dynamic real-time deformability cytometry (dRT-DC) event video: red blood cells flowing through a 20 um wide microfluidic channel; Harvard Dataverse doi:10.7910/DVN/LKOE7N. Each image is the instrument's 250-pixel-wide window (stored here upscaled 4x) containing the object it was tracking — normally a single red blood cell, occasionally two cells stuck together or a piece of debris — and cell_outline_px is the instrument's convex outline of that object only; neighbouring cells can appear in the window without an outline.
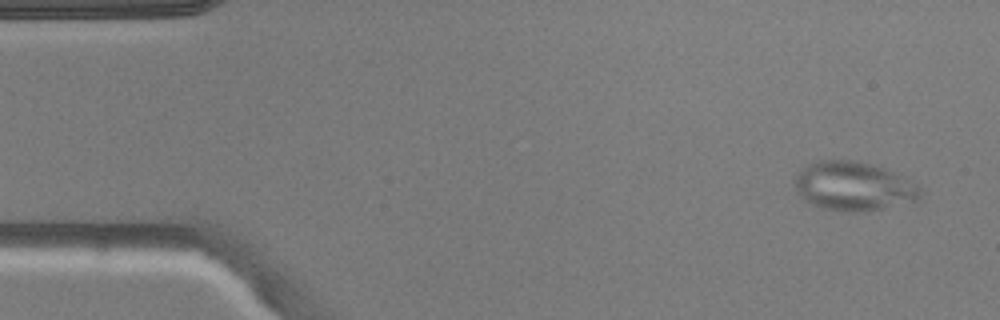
{"species": "common noctule bat (a hibernating species)", "species_latin": "Nyctalus noctula", "temperature_condition": "warm", "stored_images_in_passage": 4, "camera_frame_rate_fps": 3000, "um_per_image_px": 0.085, "animal": {"sex": "male", "body_mass_g": 20.5, "forearm_length_mm": 52.5}, "frame": {"image": 1, "passage_image": 1, "time_ms": 0.0, "image_size_px": [1000, 320], "cell_outline_px": [[920, 200], [884, 208], [864, 212], [848, 212], [820, 208], [812, 204], [800, 196], [796, 192], [796, 176], [808, 164], [816, 160], [852, 160], [872, 164], [884, 168], [916, 184], [920, 188]], "centroid_in_image_um": [72.55, 15.84], "position_along_channel_um": 12.4, "area_um2": 35.66}}